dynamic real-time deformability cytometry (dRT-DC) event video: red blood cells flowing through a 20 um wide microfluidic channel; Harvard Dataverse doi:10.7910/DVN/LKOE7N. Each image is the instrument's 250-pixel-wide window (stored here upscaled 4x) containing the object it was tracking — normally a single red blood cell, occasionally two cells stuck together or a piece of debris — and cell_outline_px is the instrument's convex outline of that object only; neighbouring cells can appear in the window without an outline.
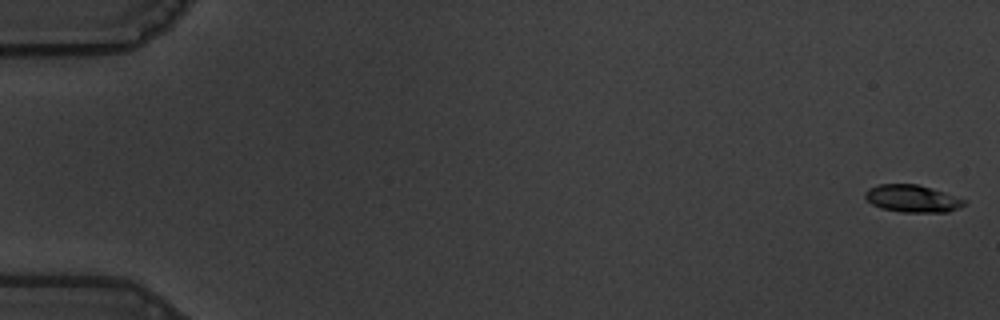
{"species": "common noctule bat (a hibernating species)", "species_latin": "Nyctalus noctula", "temperature_condition": "warm", "stored_images_in_passage": 58, "camera_frame_rate_fps": 3000, "um_per_image_px": 0.085, "animal": {"sex": "male", "body_mass_g": 19.5, "forearm_length_mm": 54.6}, "frame": {"image": 1, "passage_image": 1, "time_ms": 0.0, "image_size_px": [1000, 320], "cell_outline_px": [[968, 200], [964, 204], [948, 212], [900, 212], [880, 208], [872, 204], [864, 196], [864, 192], [868, 188], [880, 184], [916, 184]], "centroid_in_image_um": [77.5, 16.88], "position_along_channel_um": 7.5, "area_um2": 15.61}}
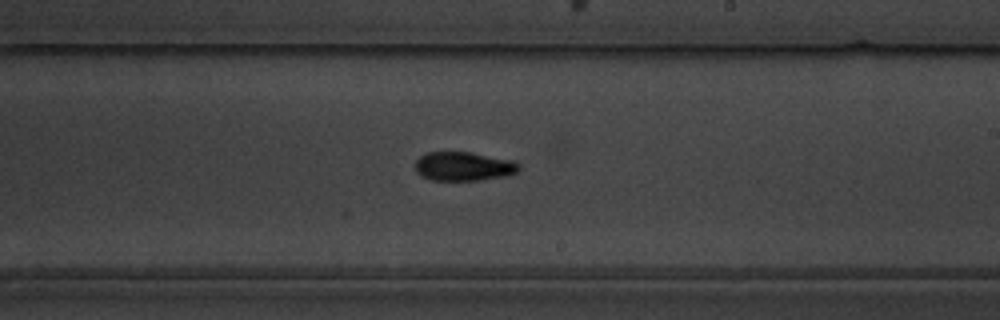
{"frame": {"image": 2, "passage_image": 35, "time_ms": 11.333, "image_size_px": [1000, 320], "cell_outline_px": [[520, 168], [516, 172], [508, 176], [476, 180], [432, 180], [420, 176], [416, 172], [416, 160], [420, 156], [428, 152], [468, 152], [512, 160], [520, 164]], "centroid_in_image_um": [39.4, 14.14], "position_along_channel_um": 249.6, "area_um2": 17.46}}
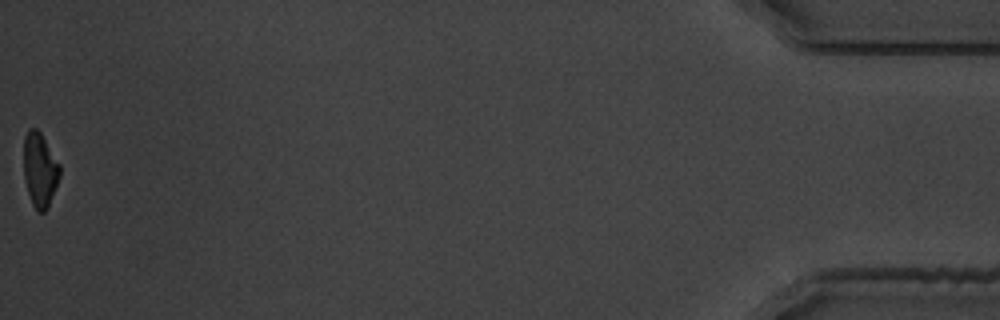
{"frame": {"image": 3, "passage_image": 58, "time_ms": 19.0, "image_size_px": [1000, 320], "cell_outline_px": [[60, 176], [48, 208], [44, 212], [40, 212], [32, 204], [28, 192], [24, 176], [24, 136], [28, 128], [36, 128], [40, 132], [60, 164]], "centroid_in_image_um": [3.39, 14.42], "position_along_channel_um": 431.8, "area_um2": 15.55}, "authors_computed_cell_mechanics": {"area_um2": 16.9354, "velocity_mm_per_s": 3.5705, "shape_relaxation_time_tau1_ms": 4.2372, "shape_relaxation_time_tau2_ms": 2.9423, "deformation_change_tau1": 0.1756, "deformation_change_tau2": 0.0753}}